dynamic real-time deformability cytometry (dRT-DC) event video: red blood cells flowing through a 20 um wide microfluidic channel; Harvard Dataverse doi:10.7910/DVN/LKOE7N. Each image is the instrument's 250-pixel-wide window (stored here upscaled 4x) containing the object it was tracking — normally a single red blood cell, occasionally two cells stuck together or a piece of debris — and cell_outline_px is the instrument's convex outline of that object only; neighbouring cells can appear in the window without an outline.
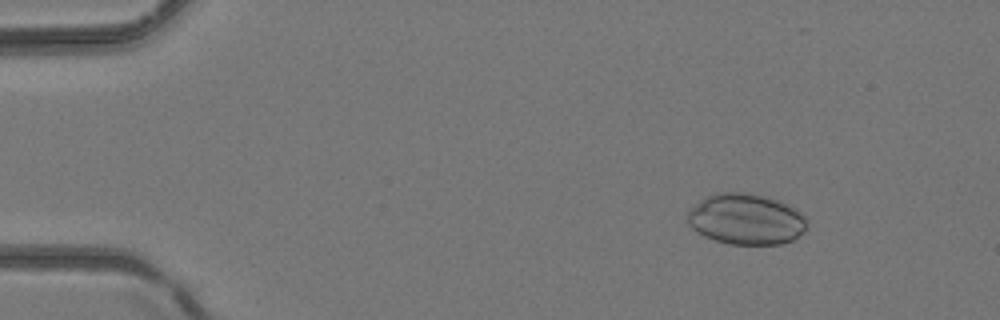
{"species": "common noctule bat (a hibernating species)", "species_latin": "Nyctalus noctula", "temperature_condition": "room temperature", "stored_images_in_passage": 5, "camera_frame_rate_fps": 3000, "um_per_image_px": 0.085, "animal": {"sex": "female", "body_mass_g": 24.6, "forearm_length_mm": 56.2}, "frame": {"image": 1, "passage_image": 2, "time_ms": 0.333, "image_size_px": [1000, 320], "cell_outline_px": [[808, 224], [804, 232], [792, 240], [780, 244], [728, 244], [704, 236], [696, 232], [688, 224], [684, 216], [684, 212], [700, 200], [716, 192], [748, 192], [780, 200], [796, 208], [808, 216]], "centroid_in_image_um": [63.41, 18.61], "position_along_channel_um": 21.6, "area_um2": 36.24}}